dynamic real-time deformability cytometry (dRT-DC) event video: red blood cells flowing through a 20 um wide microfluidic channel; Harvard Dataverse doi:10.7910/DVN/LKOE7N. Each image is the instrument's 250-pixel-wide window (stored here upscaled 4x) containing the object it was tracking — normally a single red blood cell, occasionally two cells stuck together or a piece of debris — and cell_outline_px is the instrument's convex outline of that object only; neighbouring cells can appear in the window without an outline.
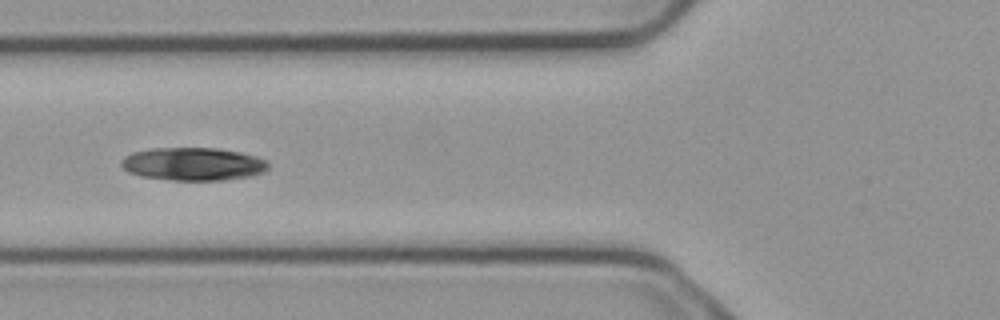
{"species": "common noctule bat (a hibernating species)", "species_latin": "Nyctalus noctula", "temperature_condition": "cold", "stored_images_in_passage": 5, "camera_frame_rate_fps": 3000, "um_per_image_px": 0.085, "animal": {"sex": "male", "body_mass_g": 23.1, "forearm_length_mm": 52.7}, "frame": {"image": 1, "passage_image": 5, "time_ms": 1.333, "image_size_px": [1000, 320], "cell_outline_px": [[268, 168], [264, 172], [252, 176], [224, 180], [172, 180], [140, 176], [128, 172], [120, 164], [120, 160], [124, 156], [132, 152], [152, 148], [212, 148], [240, 152], [256, 156], [268, 160]], "centroid_in_image_um": [16.41, 13.94], "position_along_channel_um": 109.4, "area_um2": 28.44}}